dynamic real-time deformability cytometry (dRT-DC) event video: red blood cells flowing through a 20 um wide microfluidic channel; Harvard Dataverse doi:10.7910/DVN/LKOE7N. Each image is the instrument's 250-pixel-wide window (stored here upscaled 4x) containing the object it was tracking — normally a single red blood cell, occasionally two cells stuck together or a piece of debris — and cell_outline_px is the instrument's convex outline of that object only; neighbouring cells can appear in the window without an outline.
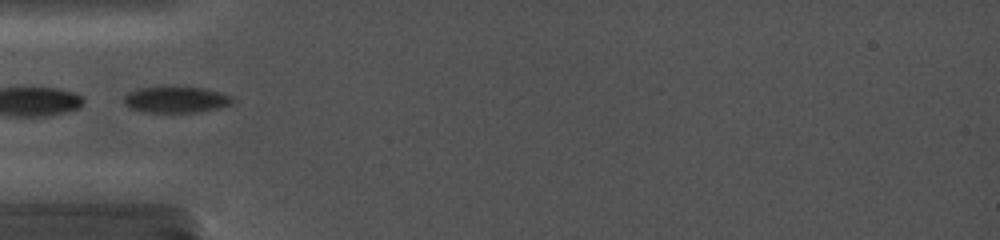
{"species": "common noctule bat (a hibernating species)", "species_latin": "Nyctalus noctula", "temperature_condition": "cold", "stored_images_in_passage": 3, "camera_frame_rate_fps": 5000, "um_per_image_px": 0.085, "animal": {"sex": "female", "body_mass_g": 19.0, "forearm_length_mm": 56.7}, "frame": {"image": 1, "passage_image": 1, "time_ms": 0.0, "image_size_px": [1000, 240], "cell_outline_px": [[232, 104], [220, 108], [196, 112], [144, 112], [128, 108], [124, 104], [124, 96], [128, 92], [140, 88], [164, 84], [172, 84], [204, 88], [220, 92], [232, 96]], "centroid_in_image_um": [14.92, 8.42], "position_along_channel_um": 70.1, "area_um2": 17.4}}